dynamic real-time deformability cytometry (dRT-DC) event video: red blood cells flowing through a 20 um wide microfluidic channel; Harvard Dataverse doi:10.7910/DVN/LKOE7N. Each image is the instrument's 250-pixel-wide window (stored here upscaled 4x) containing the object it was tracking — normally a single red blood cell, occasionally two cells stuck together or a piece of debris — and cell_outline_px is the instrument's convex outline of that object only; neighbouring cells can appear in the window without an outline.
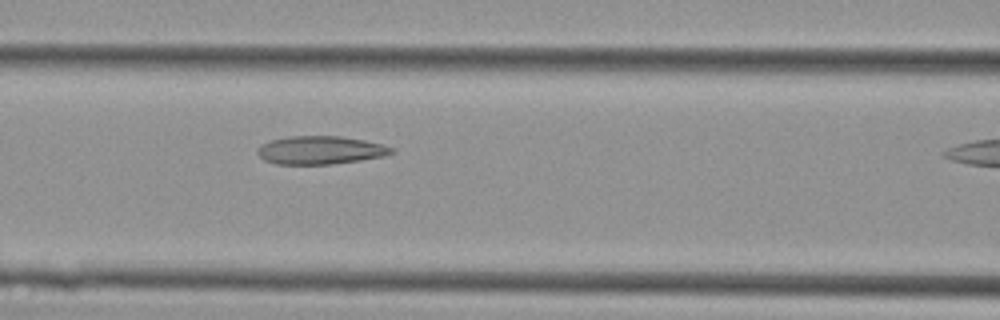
{"species": "Egyptian fruit bat (a non-hibernating species)", "species_latin": "Rousettus aegyptiacus", "temperature_condition": "cold", "stored_images_in_passage": 10, "camera_frame_rate_fps": 3000, "um_per_image_px": 0.085, "animal": {"sex": "female"}, "frame": {"image": 1, "passage_image": 9, "time_ms": 2.667, "image_size_px": [1000, 320], "cell_outline_px": [[396, 152], [384, 156], [360, 160], [332, 164], [276, 164], [264, 160], [256, 152], [256, 148], [272, 140], [288, 136], [340, 136], [364, 140], [396, 148]], "centroid_in_image_um": [27.25, 12.76], "position_along_channel_um": 139.4, "area_um2": 22.02}}